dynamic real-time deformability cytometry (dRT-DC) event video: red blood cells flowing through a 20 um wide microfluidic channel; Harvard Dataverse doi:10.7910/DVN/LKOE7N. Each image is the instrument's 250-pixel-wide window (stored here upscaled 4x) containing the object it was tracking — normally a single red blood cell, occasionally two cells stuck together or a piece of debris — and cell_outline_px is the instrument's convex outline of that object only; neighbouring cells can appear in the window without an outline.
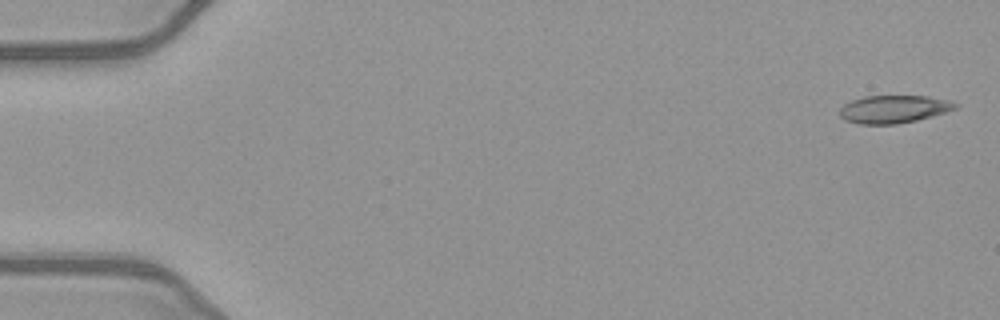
{"species": "common noctule bat (a hibernating species)", "species_latin": "Nyctalus noctula", "temperature_condition": "warm", "stored_images_in_passage": 52, "camera_frame_rate_fps": 3000, "um_per_image_px": 0.085, "animal": {"sex": "female", "body_mass_g": 21.9}, "frame": {"image": 1, "passage_image": 2, "time_ms": 0.333, "image_size_px": [1000, 320], "cell_outline_px": [[960, 104], [956, 108], [932, 116], [916, 120], [896, 124], [856, 124], [844, 120], [840, 116], [840, 108], [844, 104], [852, 100], [864, 96], [928, 96], [948, 100]], "centroid_in_image_um": [75.94, 9.28], "position_along_channel_um": 9.1, "area_um2": 18.73}}
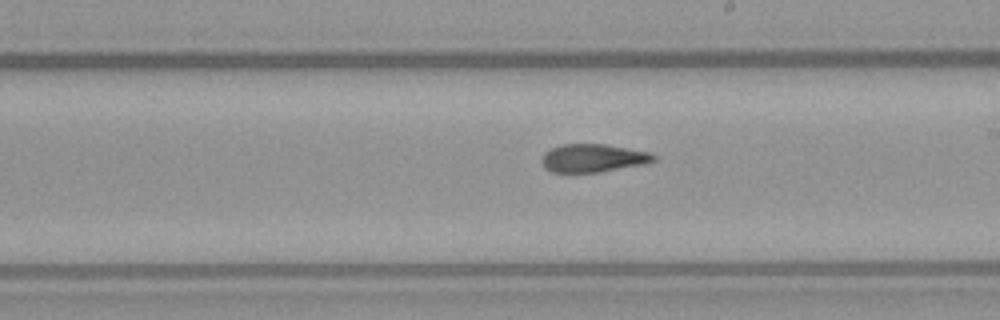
{"frame": {"image": 2, "passage_image": 30, "time_ms": 9.667, "image_size_px": [1000, 320], "cell_outline_px": [[656, 160], [644, 164], [600, 172], [552, 172], [544, 168], [540, 160], [544, 152], [560, 144], [608, 144], [648, 152], [656, 156]], "centroid_in_image_um": [50.38, 13.43], "position_along_channel_um": 238.6, "area_um2": 18.44}}
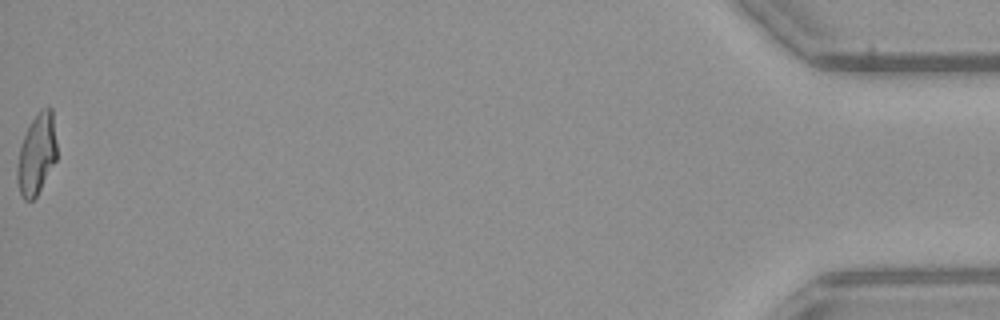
{"frame": {"image": 3, "passage_image": 52, "time_ms": 17.0, "image_size_px": [1000, 320], "cell_outline_px": [[56, 160], [36, 196], [32, 200], [24, 200], [20, 192], [16, 180], [16, 168], [20, 148], [24, 136], [32, 120], [40, 108], [52, 108], [56, 144]], "centroid_in_image_um": [3.1, 13.11], "position_along_channel_um": 432.1, "area_um2": 18.38}, "authors_computed_cell_mechanics": {"area_um2": 19.1896, "velocity_mm_per_s": 4.0501, "shape_relaxation_time_tau1_ms": 7.6329, "shape_relaxation_time_tau2_ms": 2.7066, "deformation_change_tau1": 0.2407, "deformation_change_tau2": 0.107}}